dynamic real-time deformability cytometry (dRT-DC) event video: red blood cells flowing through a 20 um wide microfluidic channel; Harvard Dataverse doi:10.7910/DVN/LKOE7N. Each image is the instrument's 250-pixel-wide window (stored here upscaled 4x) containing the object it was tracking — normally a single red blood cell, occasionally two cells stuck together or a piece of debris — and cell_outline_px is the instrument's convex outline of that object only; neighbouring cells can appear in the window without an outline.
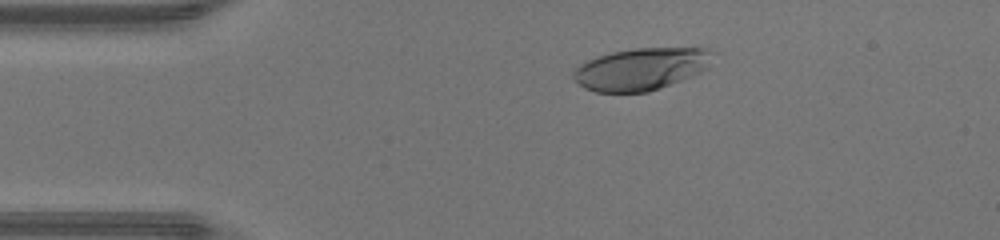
{"species": "human", "species_latin": "Homo sapiens", "temperature_condition": "warm", "stored_images_in_passage": 46, "camera_frame_rate_fps": 3000, "um_per_image_px": 0.085, "donor": {"sex": "male"}, "frame": {"image": 1, "passage_image": 9, "time_ms": 2.667, "image_size_px": [1000, 240], "cell_outline_px": [[716, 52], [708, 68], [692, 76], [660, 88], [648, 92], [596, 92], [584, 88], [572, 76], [572, 72], [580, 64], [596, 56], [612, 52], [636, 48], [708, 48]], "centroid_in_image_um": [54.53, 5.85], "position_along_channel_um": 30.5, "area_um2": 34.39}}
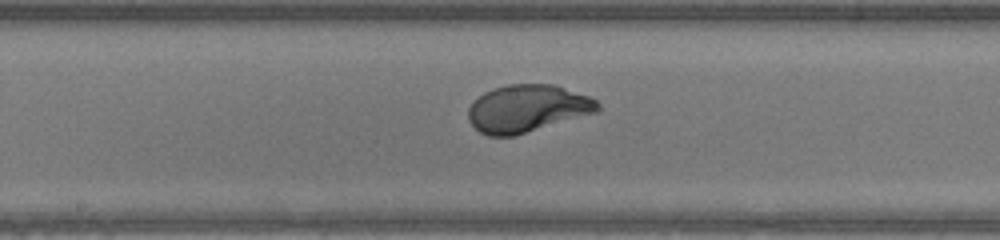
{"frame": {"image": 2, "passage_image": 24, "time_ms": 7.667, "image_size_px": [1000, 240], "cell_outline_px": [[600, 112], [516, 136], [488, 136], [480, 132], [468, 120], [468, 108], [484, 92], [492, 88], [508, 84], [552, 84], [588, 96], [596, 100], [600, 104]], "centroid_in_image_um": [44.85, 9.24], "position_along_channel_um": 203.4, "area_um2": 36.01}}
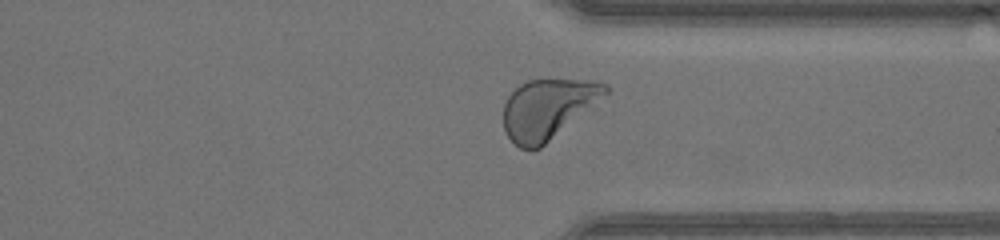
{"frame": {"image": 3, "passage_image": 35, "time_ms": 11.333, "image_size_px": [1000, 240], "cell_outline_px": [[608, 92], [540, 148], [520, 148], [504, 132], [504, 104], [508, 96], [520, 84], [528, 80], [588, 80], [608, 84]], "centroid_in_image_um": [46.51, 9.23], "position_along_channel_um": 364.9, "area_um2": 34.56}, "authors_computed_cell_mechanics": {"area_um2": 35.7204, "velocity_mm_per_s": 4.4257, "shape_relaxation_time_tau1_ms": 2.1799, "shape_relaxation_time_tau2_ms": null, "deformation_change_tau1": 0.186, "deformation_change_tau2": null}}